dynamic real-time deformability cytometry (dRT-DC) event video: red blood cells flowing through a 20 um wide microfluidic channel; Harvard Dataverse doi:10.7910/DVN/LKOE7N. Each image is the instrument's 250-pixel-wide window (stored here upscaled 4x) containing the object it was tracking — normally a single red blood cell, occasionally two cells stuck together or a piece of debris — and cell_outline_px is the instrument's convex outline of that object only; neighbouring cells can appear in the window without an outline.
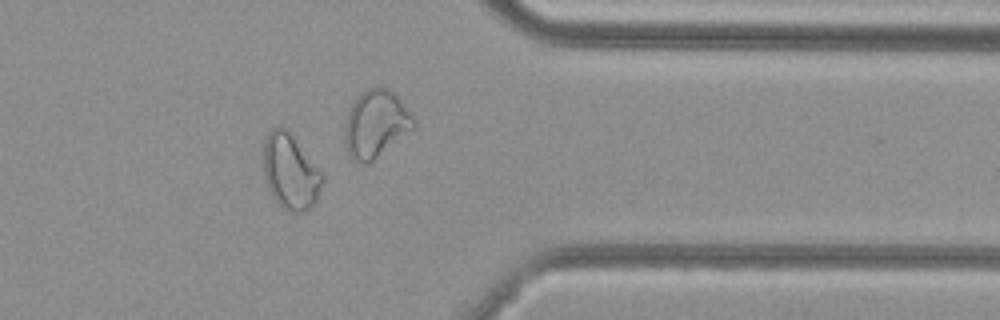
{"species": "common noctule bat (a hibernating species)", "species_latin": "Nyctalus noctula", "temperature_condition": "cold", "stored_images_in_passage": 33, "camera_frame_rate_fps": 3000, "um_per_image_px": 0.085, "animal": {"sex": "female", "body_mass_g": 29.2, "forearm_length_mm": 56.3}, "frame": {"image": 1, "passage_image": 24, "time_ms": 7.667, "image_size_px": [1000, 320], "cell_outline_px": [[324, 180], [316, 200], [304, 212], [292, 212], [284, 208], [272, 196], [268, 188], [264, 172], [264, 140], [268, 132], [272, 128], [280, 124], [292, 136], [324, 172]], "centroid_in_image_um": [24.7, 14.57], "position_along_channel_um": 386.7, "area_um2": 25.78}}